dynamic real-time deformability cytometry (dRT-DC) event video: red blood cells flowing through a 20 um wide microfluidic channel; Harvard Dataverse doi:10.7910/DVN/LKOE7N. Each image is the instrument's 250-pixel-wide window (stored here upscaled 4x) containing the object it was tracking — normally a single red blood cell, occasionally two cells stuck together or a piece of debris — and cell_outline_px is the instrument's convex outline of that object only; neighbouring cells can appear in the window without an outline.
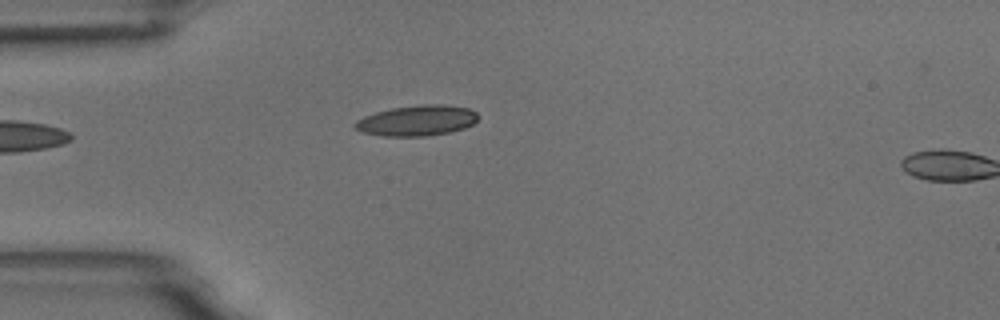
{"species": "common noctule bat (a hibernating species)", "species_latin": "Nyctalus noctula", "temperature_condition": "room temperature", "stored_images_in_passage": 3, "camera_frame_rate_fps": 3000, "um_per_image_px": 0.085, "animal": {"sex": "male", "body_mass_g": 18.8}, "frame": {"image": 1, "passage_image": 1, "time_ms": 0.0, "image_size_px": [1000, 320], "cell_outline_px": [[480, 116], [472, 124], [464, 128], [452, 132], [424, 136], [384, 136], [364, 132], [356, 128], [352, 124], [356, 120], [364, 116], [376, 112], [392, 108], [420, 104], [444, 104], [468, 108], [476, 112]], "centroid_in_image_um": [35.46, 10.24], "position_along_channel_um": 49.5, "area_um2": 21.96}}